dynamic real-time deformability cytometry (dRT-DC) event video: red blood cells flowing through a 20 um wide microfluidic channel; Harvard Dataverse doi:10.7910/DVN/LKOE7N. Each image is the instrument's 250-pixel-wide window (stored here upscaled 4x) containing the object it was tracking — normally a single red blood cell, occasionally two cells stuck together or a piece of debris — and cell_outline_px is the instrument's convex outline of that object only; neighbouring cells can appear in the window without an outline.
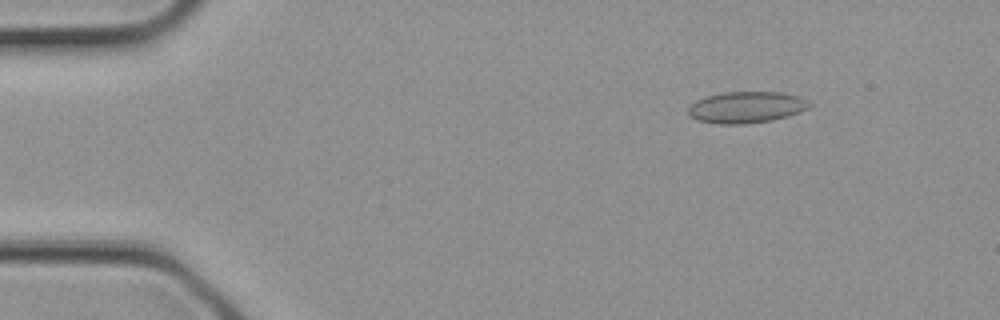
{"species": "common noctule bat (a hibernating species)", "species_latin": "Nyctalus noctula", "temperature_condition": "cold", "stored_images_in_passage": 3, "camera_frame_rate_fps": 3000, "um_per_image_px": 0.085, "animal": {"sex": "female", "body_mass_g": 21.9}, "frame": {"image": 1, "passage_image": 2, "time_ms": 0.333, "image_size_px": [1000, 320], "cell_outline_px": [[812, 104], [808, 108], [800, 112], [788, 116], [772, 120], [744, 124], [716, 124], [696, 120], [688, 112], [688, 108], [696, 100], [704, 96], [720, 92], [784, 92], [800, 96], [808, 100]], "centroid_in_image_um": [63.45, 9.11], "position_along_channel_um": 21.5, "area_um2": 22.48}}